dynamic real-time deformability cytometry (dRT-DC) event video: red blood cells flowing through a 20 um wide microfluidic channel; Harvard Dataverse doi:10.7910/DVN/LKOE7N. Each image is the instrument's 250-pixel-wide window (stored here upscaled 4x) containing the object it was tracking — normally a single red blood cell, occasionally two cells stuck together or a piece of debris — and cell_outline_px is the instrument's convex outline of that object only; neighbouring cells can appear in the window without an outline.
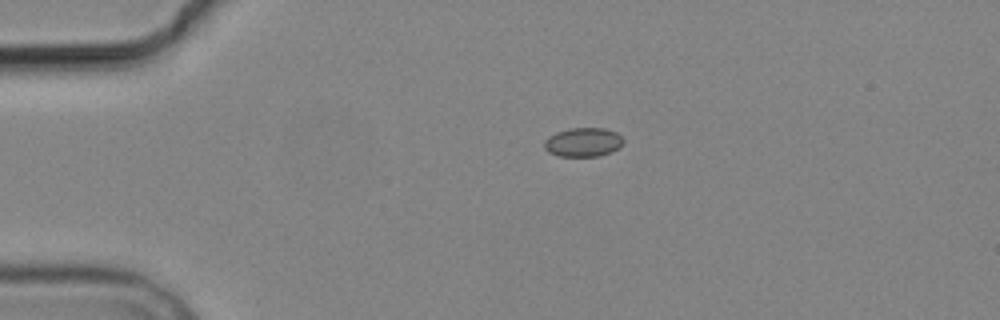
{"species": "common noctule bat (a hibernating species)", "species_latin": "Nyctalus noctula", "temperature_condition": "cold", "stored_images_in_passage": 6, "camera_frame_rate_fps": 3000, "um_per_image_px": 0.085, "animal": {"sex": "male", "body_mass_g": 19.2, "forearm_length_mm": 51.8}, "frame": {"image": 1, "passage_image": 1, "time_ms": 0.0, "image_size_px": [1000, 320], "cell_outline_px": [[624, 140], [620, 148], [612, 152], [600, 156], [556, 156], [548, 152], [544, 148], [544, 140], [548, 136], [556, 132], [568, 128], [604, 128], [616, 132]], "centroid_in_image_um": [49.56, 12.09], "position_along_channel_um": 35.4, "area_um2": 13.58}}
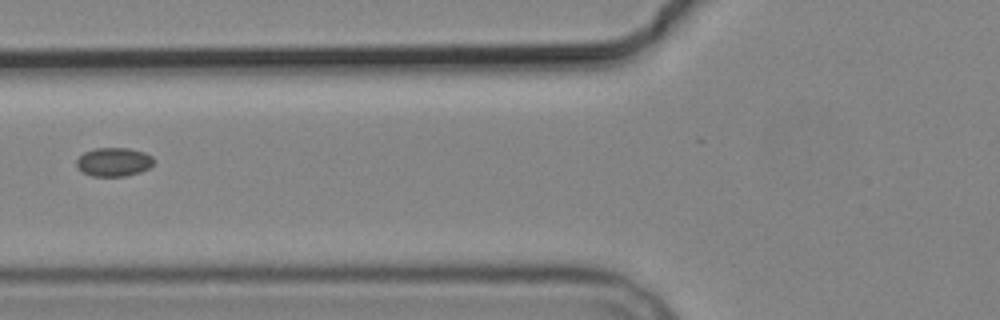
{"frame": {"image": 2, "passage_image": 3, "time_ms": 3.333, "image_size_px": [1000, 320], "cell_outline_px": [[156, 160], [148, 168], [140, 172], [124, 176], [92, 176], [84, 172], [76, 164], [76, 160], [84, 152], [96, 148], [128, 148], [144, 152], [152, 156]], "centroid_in_image_um": [9.7, 13.76], "position_along_channel_um": 116.1, "area_um2": 12.83}}
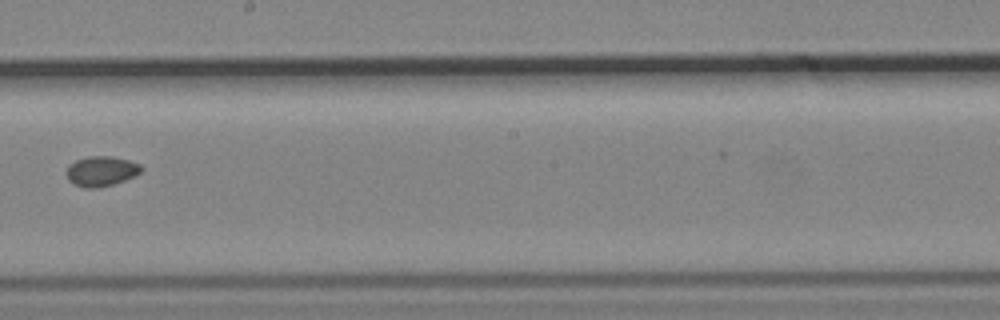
{"frame": {"image": 3, "passage_image": 6, "time_ms": 6.667, "image_size_px": [1000, 320], "cell_outline_px": [[144, 168], [136, 176], [100, 188], [84, 188], [72, 184], [68, 180], [64, 172], [68, 164], [76, 160], [88, 156], [112, 156], [128, 160], [140, 164]], "centroid_in_image_um": [8.56, 14.55], "position_along_channel_um": 239.6, "area_um2": 13.41}}